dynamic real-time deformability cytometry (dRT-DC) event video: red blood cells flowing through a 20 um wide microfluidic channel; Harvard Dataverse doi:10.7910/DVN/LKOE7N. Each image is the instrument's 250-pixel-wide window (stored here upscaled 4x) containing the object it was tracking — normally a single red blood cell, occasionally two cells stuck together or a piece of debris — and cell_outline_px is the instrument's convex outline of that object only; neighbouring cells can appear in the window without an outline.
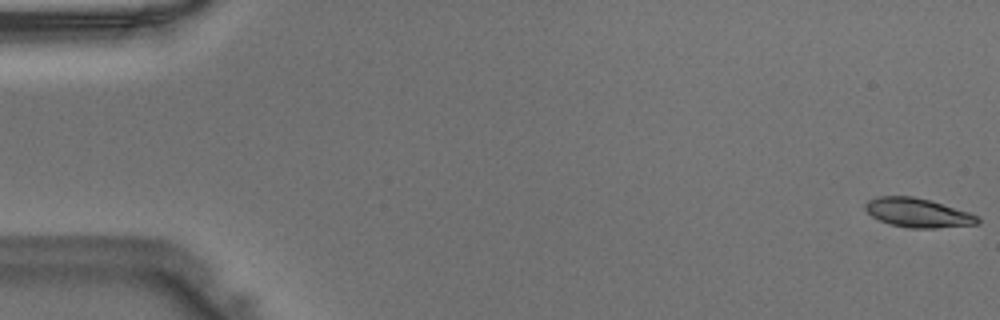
{"species": "Egyptian fruit bat (a non-hibernating species)", "species_latin": "Rousettus aegyptiacus", "temperature_condition": "warm", "stored_images_in_passage": 47, "camera_frame_rate_fps": 3000, "um_per_image_px": 0.085, "animal": {"sex": "male"}, "frame": {"image": 1, "passage_image": 1, "time_ms": 0.0, "image_size_px": [1000, 320], "cell_outline_px": [[980, 224], [936, 228], [912, 228], [892, 224], [880, 220], [872, 216], [864, 208], [864, 204], [868, 200], [880, 196], [912, 196], [928, 200], [968, 212], [980, 216]], "centroid_in_image_um": [78.03, 18.09], "position_along_channel_um": 7.0, "area_um2": 18.84}}
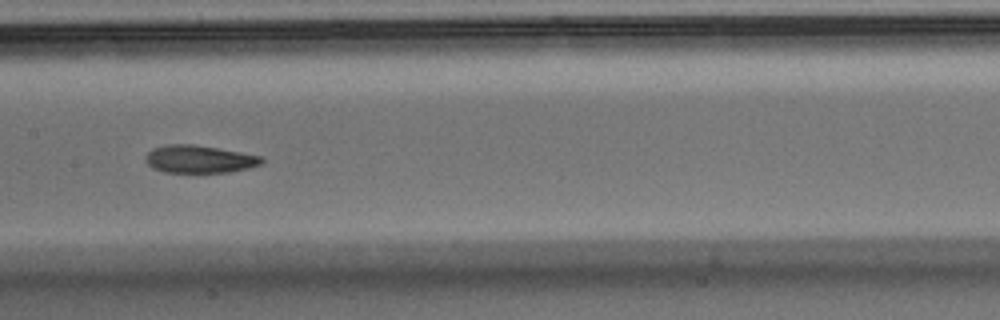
{"frame": {"image": 2, "passage_image": 24, "time_ms": 7.667, "image_size_px": [1000, 320], "cell_outline_px": [[264, 160], [260, 164], [248, 168], [228, 172], [164, 172], [152, 168], [144, 160], [144, 156], [152, 148], [168, 144], [192, 144], [264, 156]], "centroid_in_image_um": [16.91, 13.52], "position_along_channel_um": 190.5, "area_um2": 18.73}}
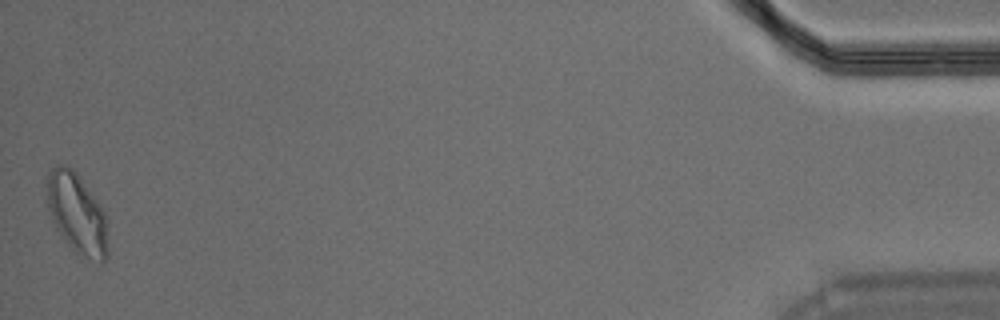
{"frame": {"image": 3, "passage_image": 47, "time_ms": 15.333, "image_size_px": [1000, 320], "cell_outline_px": [[108, 256], [104, 264], [100, 264], [76, 252], [68, 244], [56, 228], [52, 220], [48, 208], [44, 184], [44, 176], [56, 164], [64, 164], [72, 168], [80, 176], [104, 212], [108, 248]], "centroid_in_image_um": [6.49, 18.12], "position_along_channel_um": 428.7, "area_um2": 28.96}}